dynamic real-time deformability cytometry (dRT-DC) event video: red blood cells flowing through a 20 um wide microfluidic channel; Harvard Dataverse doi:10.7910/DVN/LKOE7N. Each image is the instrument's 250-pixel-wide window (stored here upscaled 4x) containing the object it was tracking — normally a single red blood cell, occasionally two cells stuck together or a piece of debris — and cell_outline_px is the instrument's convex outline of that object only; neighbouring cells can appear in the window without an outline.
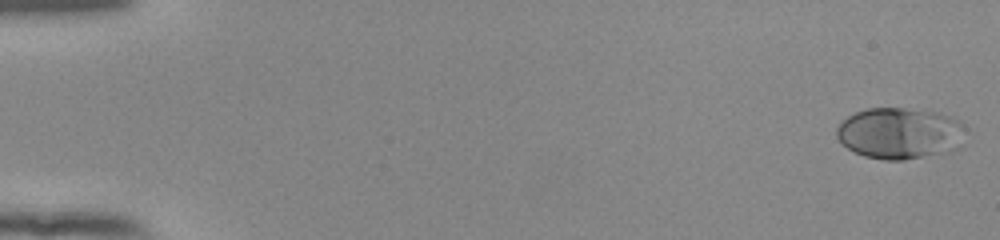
{"species": "human", "species_latin": "Homo sapiens", "temperature_condition": "room temperature", "stored_images_in_passage": 53, "camera_frame_rate_fps": 3000, "um_per_image_px": 0.085, "donor": {"sex": "female"}, "frame": {"image": 1, "passage_image": 1, "time_ms": 0.0, "image_size_px": [1000, 240], "cell_outline_px": [[964, 128], [960, 148], [952, 152], [904, 160], [884, 160], [864, 156], [848, 148], [836, 136], [836, 128], [848, 116], [856, 112], [868, 108], [904, 108], [940, 112], [952, 116], [960, 120], [964, 124]], "centroid_in_image_um": [76.54, 11.33], "position_along_channel_um": 8.5, "area_um2": 38.96}}
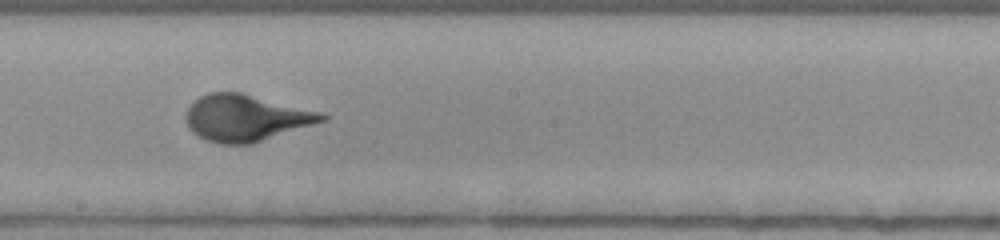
{"frame": {"image": 2, "passage_image": 31, "time_ms": 10.0, "image_size_px": [1000, 240], "cell_outline_px": [[328, 120], [252, 144], [220, 144], [204, 140], [192, 132], [188, 124], [188, 108], [200, 96], [208, 92], [240, 92], [320, 112], [328, 116]], "centroid_in_image_um": [20.92, 10.04], "position_along_channel_um": 227.3, "area_um2": 36.59}}
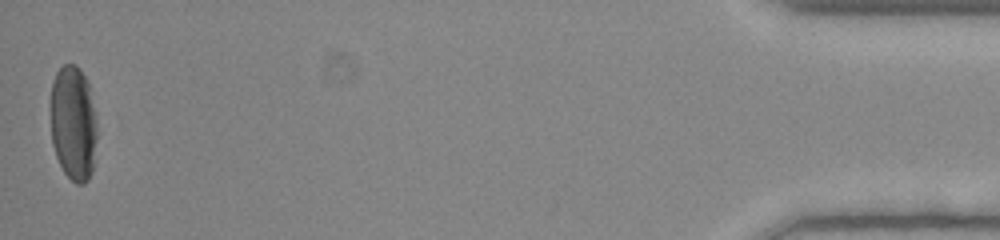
{"frame": {"image": 3, "passage_image": 53, "time_ms": 17.333, "image_size_px": [1000, 240], "cell_outline_px": [[96, 140], [92, 172], [88, 180], [84, 184], [76, 184], [64, 172], [56, 156], [52, 144], [48, 104], [52, 80], [56, 72], [64, 64], [76, 64], [80, 68], [88, 84], [96, 112]], "centroid_in_image_um": [6.19, 10.44], "position_along_channel_um": 429.0, "area_um2": 32.02}}